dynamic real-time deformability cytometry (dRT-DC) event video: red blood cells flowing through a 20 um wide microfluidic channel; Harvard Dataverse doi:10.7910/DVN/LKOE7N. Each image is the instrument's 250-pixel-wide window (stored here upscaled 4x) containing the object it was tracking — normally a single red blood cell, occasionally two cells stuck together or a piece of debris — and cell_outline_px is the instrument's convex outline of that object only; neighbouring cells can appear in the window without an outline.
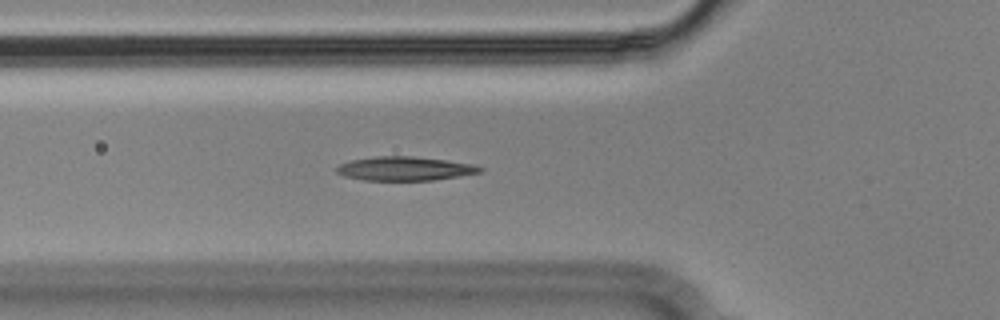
{"species": "Egyptian fruit bat (a non-hibernating species)", "species_latin": "Rousettus aegyptiacus", "temperature_condition": "cold", "stored_images_in_passage": 46, "camera_frame_rate_fps": 3000, "um_per_image_px": 0.085, "animal": {"sex": "male"}, "frame": {"image": 1, "passage_image": 13, "time_ms": 4.0, "image_size_px": [1000, 320], "cell_outline_px": [[484, 168], [480, 172], [460, 176], [432, 180], [364, 180], [344, 176], [336, 172], [336, 168], [340, 164], [352, 160], [376, 156], [412, 156], [444, 160], [472, 164]], "centroid_in_image_um": [34.39, 14.33], "position_along_channel_um": 91.4, "area_um2": 19.77}}
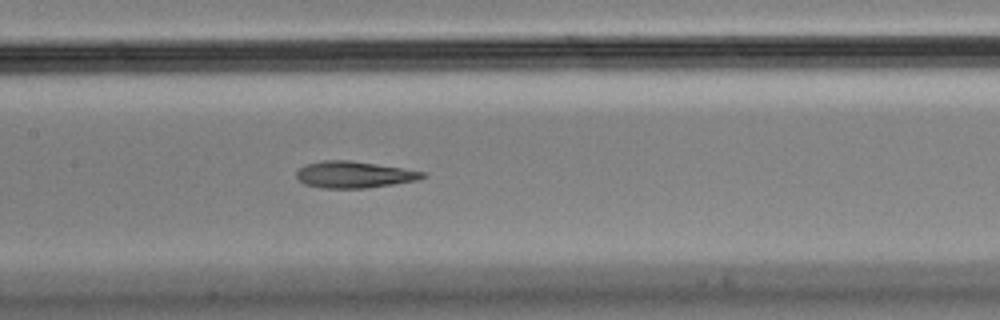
{"frame": {"image": 2, "passage_image": 20, "time_ms": 6.333, "image_size_px": [1000, 320], "cell_outline_px": [[428, 176], [416, 180], [368, 188], [320, 188], [304, 184], [296, 176], [296, 172], [300, 168], [308, 164], [324, 160], [348, 160], [376, 164], [424, 172]], "centroid_in_image_um": [30.07, 14.85], "position_along_channel_um": 177.3, "area_um2": 19.31}}
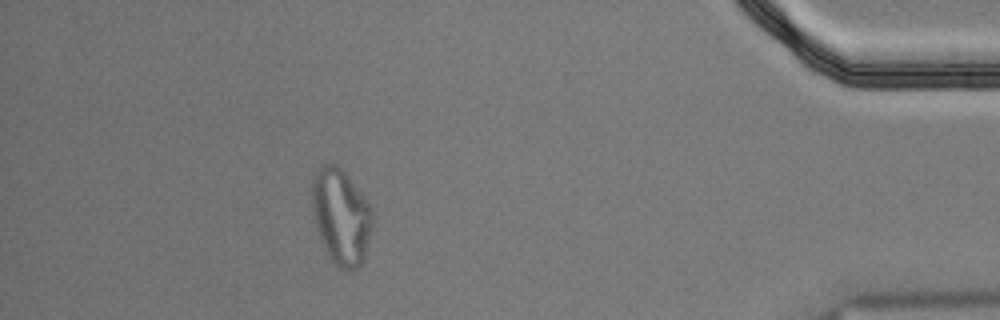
{"frame": {"image": 3, "passage_image": 43, "time_ms": 14.0, "image_size_px": [1000, 320], "cell_outline_px": [[372, 224], [364, 260], [356, 268], [340, 268], [328, 256], [316, 228], [312, 212], [312, 180], [316, 168], [324, 164], [336, 164], [344, 172], [372, 208]], "centroid_in_image_um": [28.96, 18.38], "position_along_channel_um": 406.2, "area_um2": 33.29}}